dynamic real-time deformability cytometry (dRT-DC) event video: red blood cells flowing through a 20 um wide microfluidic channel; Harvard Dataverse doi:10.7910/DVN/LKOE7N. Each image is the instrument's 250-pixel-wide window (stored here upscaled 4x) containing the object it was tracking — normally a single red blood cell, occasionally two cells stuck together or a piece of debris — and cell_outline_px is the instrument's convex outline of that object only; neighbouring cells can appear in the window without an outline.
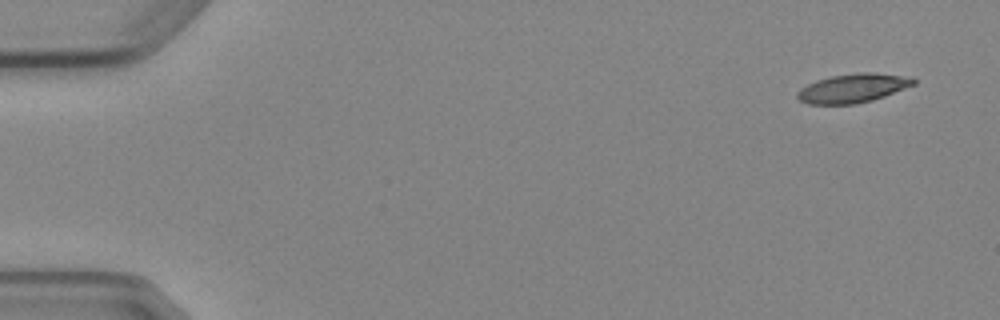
{"species": "Egyptian fruit bat (a non-hibernating species)", "species_latin": "Rousettus aegyptiacus", "temperature_condition": "cold", "stored_images_in_passage": 5, "camera_frame_rate_fps": 3000, "um_per_image_px": 0.085, "animal": {"sex": "female"}, "frame": {"image": 1, "passage_image": 1, "time_ms": 0.0, "image_size_px": [1000, 320], "cell_outline_px": [[916, 84], [884, 96], [872, 100], [856, 104], [808, 104], [800, 100], [796, 96], [796, 92], [800, 88], [816, 80], [828, 76], [860, 72], [876, 72], [912, 76], [916, 80]], "centroid_in_image_um": [72.52, 7.47], "position_along_channel_um": 12.5, "area_um2": 19.88}}